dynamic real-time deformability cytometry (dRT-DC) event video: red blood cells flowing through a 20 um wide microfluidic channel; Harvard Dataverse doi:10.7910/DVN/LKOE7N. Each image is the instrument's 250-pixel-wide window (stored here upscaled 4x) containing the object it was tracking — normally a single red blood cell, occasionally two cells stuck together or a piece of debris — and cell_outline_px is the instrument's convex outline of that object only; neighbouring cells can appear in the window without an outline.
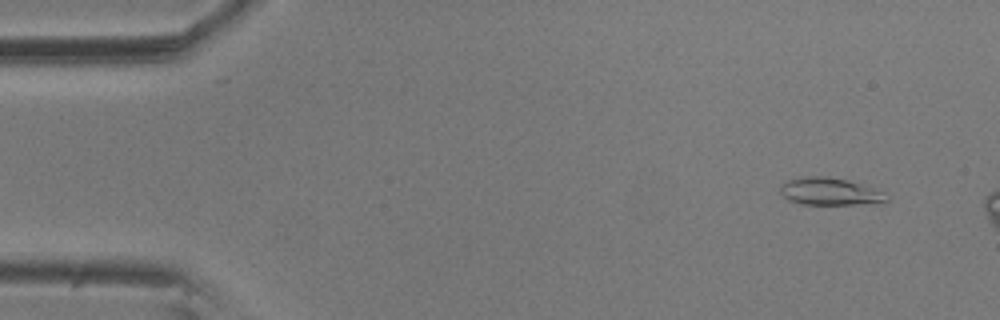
{"species": "common noctule bat (a hibernating species)", "species_latin": "Nyctalus noctula", "temperature_condition": "room temperature", "stored_images_in_passage": 2, "camera_frame_rate_fps": 3000, "um_per_image_px": 0.085, "animal": {"sex": "male", "body_mass_g": 20.5, "forearm_length_mm": 52.5}, "frame": {"image": 1, "passage_image": 2, "time_ms": 0.333, "image_size_px": [1000, 320], "cell_outline_px": [[888, 200], [884, 204], [800, 204], [788, 200], [780, 192], [780, 188], [788, 180], [804, 176], [824, 176], [848, 180], [872, 188], [880, 192]], "centroid_in_image_um": [70.52, 16.29], "position_along_channel_um": 14.5, "area_um2": 16.76}}